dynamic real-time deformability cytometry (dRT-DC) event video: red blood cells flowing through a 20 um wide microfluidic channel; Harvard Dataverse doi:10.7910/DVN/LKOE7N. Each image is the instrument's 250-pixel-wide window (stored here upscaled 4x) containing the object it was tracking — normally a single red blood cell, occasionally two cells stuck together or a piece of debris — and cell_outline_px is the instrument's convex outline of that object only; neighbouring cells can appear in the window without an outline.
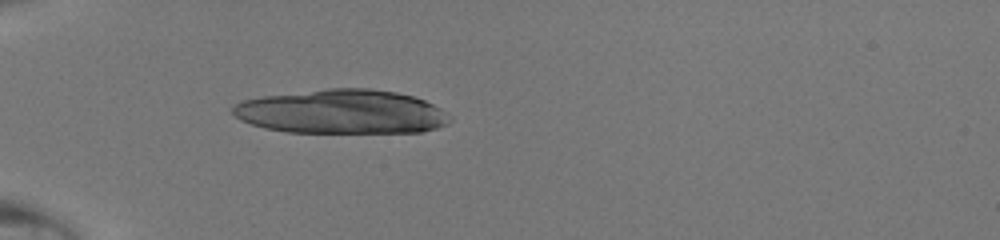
{"species": "human", "species_latin": "Homo sapiens", "temperature_condition": "room temperature", "stored_images_in_passage": 8, "camera_frame_rate_fps": 3000, "um_per_image_px": 0.085, "donor": {"sex": "male"}, "frame": {"image": 1, "passage_image": 1, "time_ms": 0.0, "image_size_px": [1000, 240], "cell_outline_px": [[452, 120], [448, 124], [436, 128], [420, 132], [288, 132], [264, 128], [240, 120], [232, 112], [232, 108], [236, 104], [244, 100], [264, 96], [328, 88], [368, 88], [396, 92], [412, 96], [424, 100], [440, 108]], "centroid_in_image_um": [29.05, 9.5], "position_along_channel_um": 56.0, "area_um2": 55.55}}